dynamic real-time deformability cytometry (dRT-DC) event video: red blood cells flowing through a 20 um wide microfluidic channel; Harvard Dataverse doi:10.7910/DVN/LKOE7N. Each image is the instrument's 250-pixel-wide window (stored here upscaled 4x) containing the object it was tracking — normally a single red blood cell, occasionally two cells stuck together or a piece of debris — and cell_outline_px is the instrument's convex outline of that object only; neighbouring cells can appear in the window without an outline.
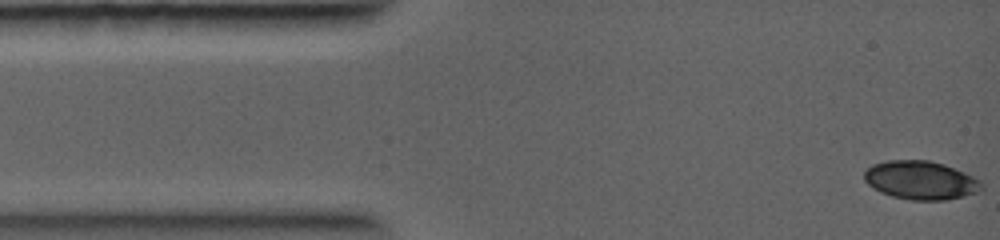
{"species": "common noctule bat (a hibernating species)", "species_latin": "Nyctalus noctula", "temperature_condition": "warm", "stored_images_in_passage": 6, "camera_frame_rate_fps": 5000, "um_per_image_px": 0.085, "animal": {"sex": "female", "body_mass_g": 19.0, "forearm_length_mm": 56.7}, "frame": {"image": 1, "passage_image": 1, "time_ms": 0.0, "image_size_px": [1000, 240], "cell_outline_px": [[984, 188], [976, 192], [944, 200], [908, 200], [892, 196], [880, 192], [872, 188], [864, 180], [864, 172], [872, 164], [888, 160], [928, 160], [944, 164], [964, 172], [980, 180], [984, 184]], "centroid_in_image_um": [78.24, 15.31], "position_along_channel_um": 6.8, "area_um2": 26.36}}
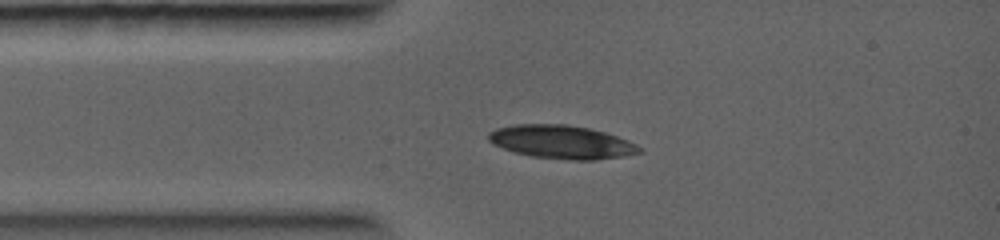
{"frame": {"image": 2, "passage_image": 6, "time_ms": 2.2, "image_size_px": [1000, 240], "cell_outline_px": [[644, 152], [624, 156], [596, 160], [568, 160], [532, 156], [512, 152], [492, 144], [488, 140], [488, 132], [496, 128], [512, 124], [568, 124], [588, 128], [604, 132], [628, 140], [636, 144]], "centroid_in_image_um": [47.71, 12.07], "position_along_channel_um": 37.3, "area_um2": 29.59}}